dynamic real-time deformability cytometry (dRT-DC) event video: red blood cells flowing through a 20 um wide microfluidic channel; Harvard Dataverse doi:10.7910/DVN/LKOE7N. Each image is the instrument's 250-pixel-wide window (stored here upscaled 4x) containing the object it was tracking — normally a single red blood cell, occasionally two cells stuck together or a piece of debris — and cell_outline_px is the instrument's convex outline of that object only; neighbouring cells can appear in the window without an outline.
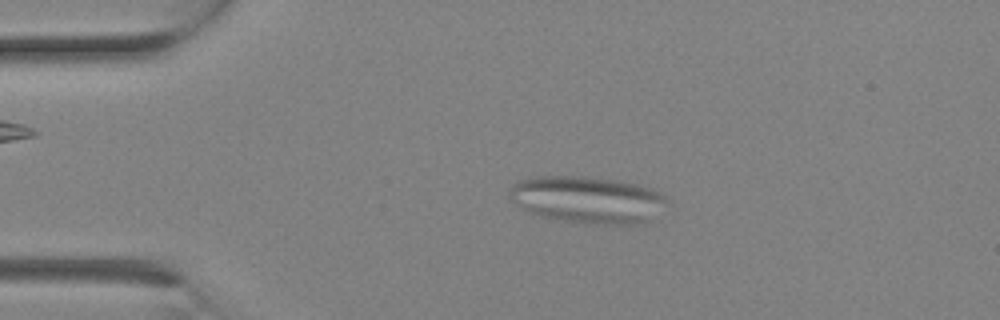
{"species": "Egyptian fruit bat (a non-hibernating species)", "species_latin": "Rousettus aegyptiacus", "temperature_condition": "room temperature", "stored_images_in_passage": 2, "camera_frame_rate_fps": 3000, "um_per_image_px": 0.085, "animal": {"sex": "female"}, "frame": {"image": 1, "passage_image": 2, "time_ms": 0.333, "image_size_px": [1000, 320], "cell_outline_px": [[672, 204], [644, 224], [584, 224], [540, 216], [528, 212], [520, 208], [508, 196], [508, 192], [512, 184], [516, 180], [536, 176], [584, 176], [620, 180], [640, 184], [652, 188], [668, 196]], "centroid_in_image_um": [50.01, 16.97], "position_along_channel_um": 35.0, "area_um2": 44.39}}